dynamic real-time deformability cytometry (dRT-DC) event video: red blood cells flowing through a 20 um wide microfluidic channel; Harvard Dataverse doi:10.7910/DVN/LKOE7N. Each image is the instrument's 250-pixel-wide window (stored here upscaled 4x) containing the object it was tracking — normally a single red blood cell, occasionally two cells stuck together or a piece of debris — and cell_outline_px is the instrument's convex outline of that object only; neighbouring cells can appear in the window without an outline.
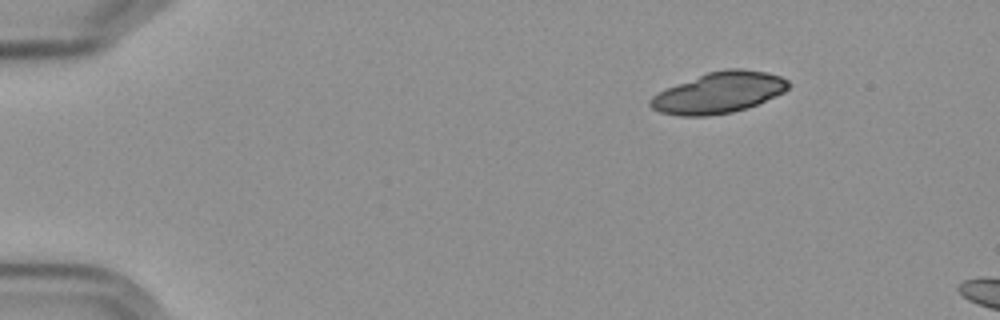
{"species": "Egyptian fruit bat (a non-hibernating species)", "species_latin": "Rousettus aegyptiacus", "temperature_condition": "cold", "stored_images_in_passage": 2, "camera_frame_rate_fps": 3000, "um_per_image_px": 0.085, "frame": {"image": 1, "passage_image": 1, "time_ms": 0.0, "image_size_px": [1000, 320], "cell_outline_px": [[788, 88], [784, 92], [756, 104], [732, 112], [708, 116], [680, 116], [660, 112], [652, 108], [648, 104], [648, 100], [652, 96], [668, 88], [708, 72], [724, 68], [744, 68], [768, 72], [780, 76], [788, 80]], "centroid_in_image_um": [61.1, 7.87], "position_along_channel_um": 23.9, "area_um2": 32.71}}